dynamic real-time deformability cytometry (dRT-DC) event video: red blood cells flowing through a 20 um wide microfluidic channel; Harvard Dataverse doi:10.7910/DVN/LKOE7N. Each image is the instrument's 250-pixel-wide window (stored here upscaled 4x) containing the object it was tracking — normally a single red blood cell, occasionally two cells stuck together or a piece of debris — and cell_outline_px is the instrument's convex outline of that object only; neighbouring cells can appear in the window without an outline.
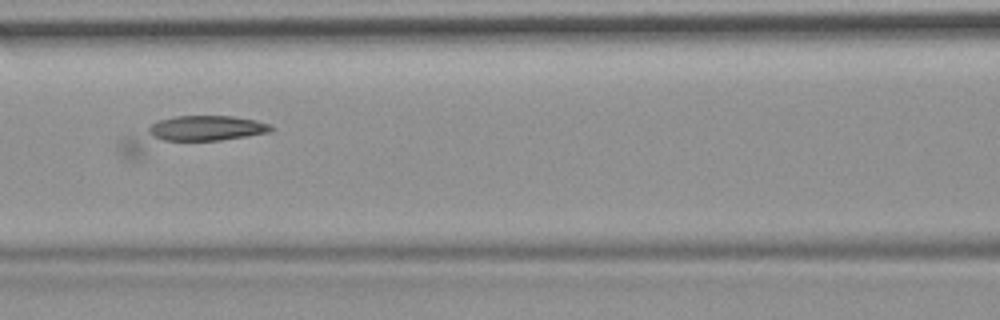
{"species": "common noctule bat (a hibernating species)", "species_latin": "Nyctalus noctula", "temperature_condition": "room temperature", "stored_images_in_passage": 10, "camera_frame_rate_fps": 3000, "um_per_image_px": 0.085, "animal": {"sex": "female", "body_mass_g": 19.9}, "frame": {"image": 1, "passage_image": 9, "time_ms": 2.667, "image_size_px": [1000, 320], "cell_outline_px": [[276, 128], [268, 132], [136, 160], [132, 160], [124, 156], [120, 152], [116, 144], [152, 124], [160, 120], [176, 116], [232, 116], [256, 120], [268, 124]], "centroid_in_image_um": [15.98, 11.44], "position_along_channel_um": 150.6, "area_um2": 28.44}}